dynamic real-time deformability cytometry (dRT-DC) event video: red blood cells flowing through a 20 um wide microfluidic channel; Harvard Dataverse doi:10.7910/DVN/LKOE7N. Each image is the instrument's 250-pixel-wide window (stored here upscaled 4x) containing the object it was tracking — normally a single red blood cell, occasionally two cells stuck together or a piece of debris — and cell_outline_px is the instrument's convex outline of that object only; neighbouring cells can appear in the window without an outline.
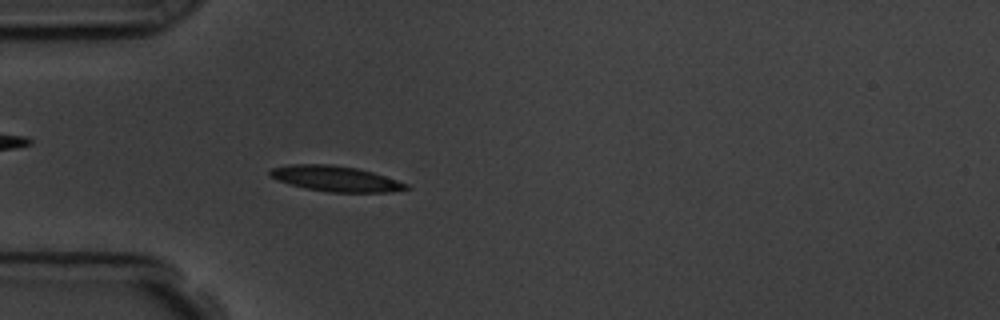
{"species": "common noctule bat (a hibernating species)", "species_latin": "Nyctalus noctula", "temperature_condition": "room temperature", "stored_images_in_passage": 41, "camera_frame_rate_fps": 3000, "um_per_image_px": 0.085, "animal": {"sex": "male", "body_mass_g": 19.5, "forearm_length_mm": 54.6}, "frame": {"image": 1, "passage_image": 1, "time_ms": 0.0, "image_size_px": [1000, 320], "cell_outline_px": [[408, 188], [388, 192], [328, 192], [308, 188], [292, 184], [280, 180], [272, 176], [268, 172], [272, 168], [292, 164], [328, 164], [356, 168], [372, 172], [408, 184]], "centroid_in_image_um": [28.53, 15.18], "position_along_channel_um": 56.5, "area_um2": 19.65}}
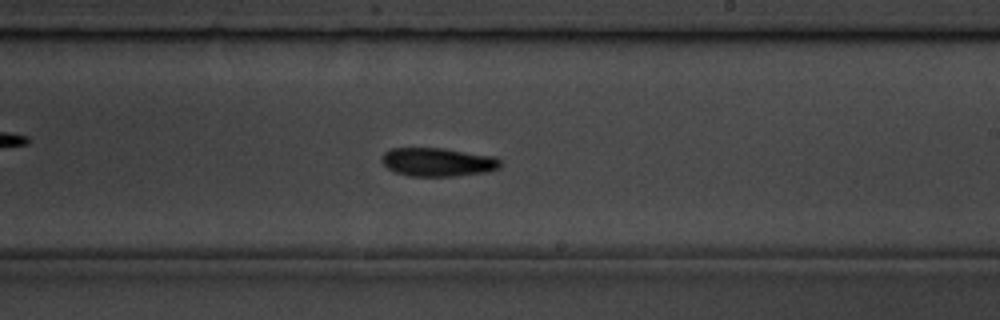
{"frame": {"image": 2, "passage_image": 18, "time_ms": 5.667, "image_size_px": [1000, 320], "cell_outline_px": [[500, 168], [488, 172], [456, 176], [408, 176], [396, 172], [388, 168], [380, 160], [380, 156], [384, 152], [392, 148], [440, 148], [492, 156], [500, 160]], "centroid_in_image_um": [37.18, 13.78], "position_along_channel_um": 251.8, "area_um2": 19.71}}
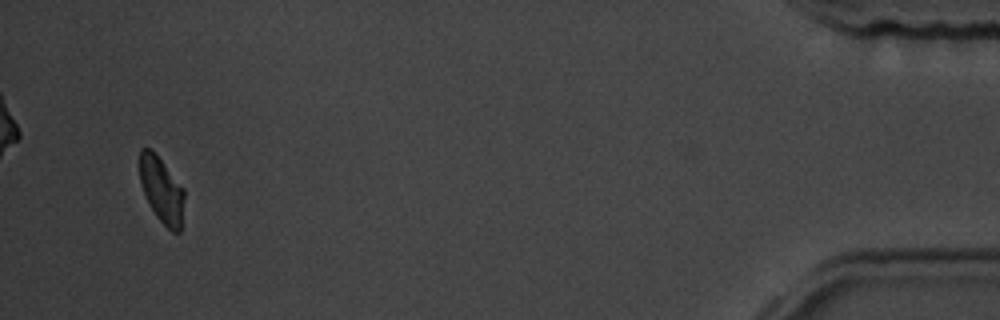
{"frame": {"image": 3, "passage_image": 39, "time_ms": 12.667, "image_size_px": [1000, 320], "cell_outline_px": [[184, 196], [180, 232], [172, 232], [156, 216], [140, 184], [140, 148], [152, 148], [184, 188]], "centroid_in_image_um": [13.74, 16.11], "position_along_channel_um": 421.5, "area_um2": 16.94}, "authors_computed_cell_mechanics": {"area_um2": 19.363, "velocity_mm_per_s": 3.56, "shape_relaxation_time_tau1_ms": 4.5671, "shape_relaxation_time_tau2_ms": null, "deformation_change_tau1": 0.128, "deformation_change_tau2": null}}